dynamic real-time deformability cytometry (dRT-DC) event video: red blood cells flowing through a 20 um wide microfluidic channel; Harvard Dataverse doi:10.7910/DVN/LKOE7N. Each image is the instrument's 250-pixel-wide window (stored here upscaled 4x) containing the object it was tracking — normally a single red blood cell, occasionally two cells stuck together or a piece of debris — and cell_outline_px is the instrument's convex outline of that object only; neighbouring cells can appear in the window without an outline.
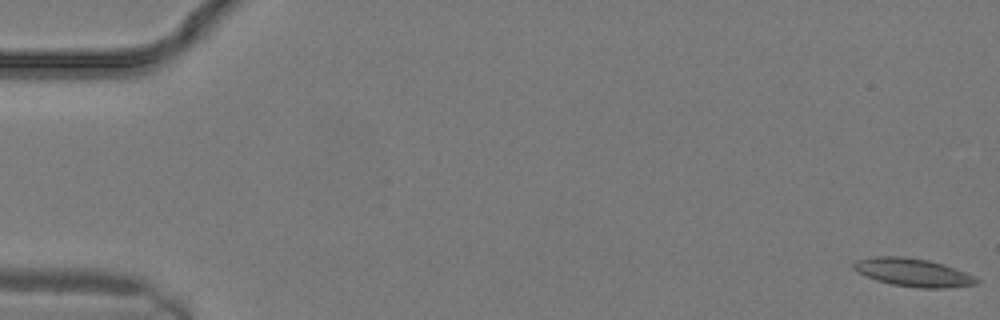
{"species": "common noctule bat (a hibernating species)", "species_latin": "Nyctalus noctula", "temperature_condition": "warm", "stored_images_in_passage": 12, "camera_frame_rate_fps": 3000, "um_per_image_px": 0.085, "animal": {"sex": "male", "body_mass_g": 19.2, "forearm_length_mm": 51.8}, "frame": {"image": 1, "passage_image": 1, "time_ms": 0.0, "image_size_px": [1000, 320], "cell_outline_px": [[980, 284], [948, 288], [920, 288], [892, 284], [876, 280], [864, 276], [856, 272], [852, 268], [852, 264], [856, 260], [876, 256], [904, 256], [928, 260], [944, 264], [956, 268], [980, 280]], "centroid_in_image_um": [77.59, 23.16], "position_along_channel_um": 7.4, "area_um2": 20.35}}
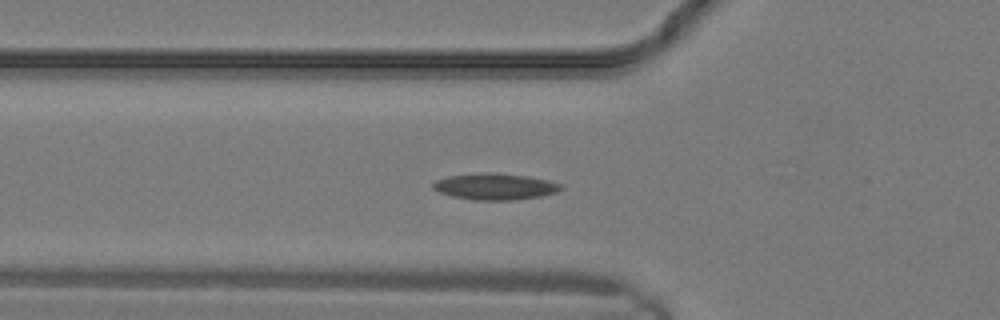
{"frame": {"image": 2, "passage_image": 10, "time_ms": 3.0, "image_size_px": [1000, 320], "cell_outline_px": [[564, 188], [556, 192], [540, 196], [516, 200], [472, 200], [452, 196], [440, 192], [432, 188], [432, 184], [436, 180], [448, 176], [484, 172], [492, 172], [528, 176], [548, 180], [560, 184]], "centroid_in_image_um": [42.07, 15.85], "position_along_channel_um": 83.7, "area_um2": 19.71}}
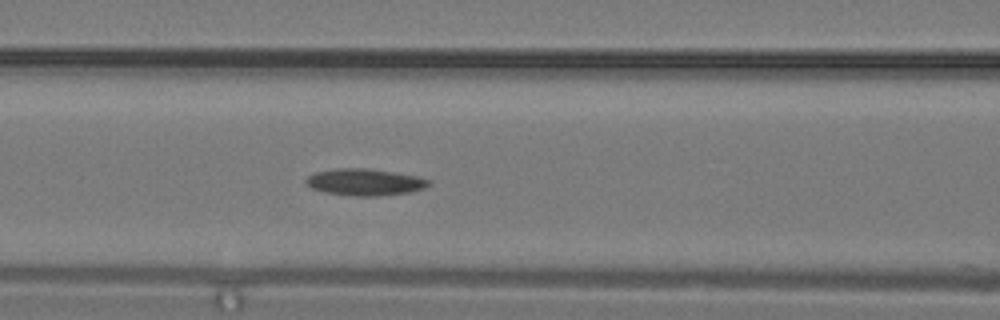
{"frame": {"image": 3, "passage_image": 12, "time_ms": 3.667, "image_size_px": [1000, 320], "cell_outline_px": [[432, 184], [424, 188], [408, 192], [376, 196], [356, 196], [324, 192], [312, 188], [304, 180], [308, 176], [316, 172], [336, 168], [368, 168], [420, 176], [432, 180]], "centroid_in_image_um": [31.06, 15.47], "position_along_channel_um": 135.5, "area_um2": 19.19}}